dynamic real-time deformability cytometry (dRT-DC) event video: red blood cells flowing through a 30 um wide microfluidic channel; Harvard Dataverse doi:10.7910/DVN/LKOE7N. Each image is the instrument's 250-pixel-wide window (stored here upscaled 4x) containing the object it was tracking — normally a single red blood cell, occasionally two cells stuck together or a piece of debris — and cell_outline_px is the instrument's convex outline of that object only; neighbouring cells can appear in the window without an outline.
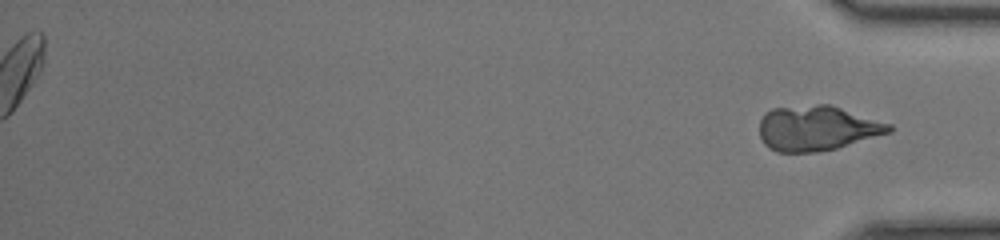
{"species": "common noctule bat (a hibernating species)", "species_latin": "Nyctalus noctula", "temperature_condition": "room temperature", "stored_images_in_passage": 44, "segment_of_instrument_passage": [2, 2], "camera_frame_rate_fps": 3000, "um_per_image_px": 0.085, "animal": {"sex": "female", "body_mass_g": 17.0, "forearm_length_mm": 48.0}, "frame": {"image": 1, "passage_image": 44, "time_ms": 14.333, "image_size_px": [1000, 240], "cell_outline_px": [[892, 132], [836, 148], [816, 152], [776, 152], [768, 148], [764, 144], [760, 136], [760, 120], [764, 112], [772, 108], [816, 104], [828, 104], [892, 124]], "centroid_in_image_um": [69.42, 10.89], "position_along_channel_um": 365.8, "area_um2": 34.04}}